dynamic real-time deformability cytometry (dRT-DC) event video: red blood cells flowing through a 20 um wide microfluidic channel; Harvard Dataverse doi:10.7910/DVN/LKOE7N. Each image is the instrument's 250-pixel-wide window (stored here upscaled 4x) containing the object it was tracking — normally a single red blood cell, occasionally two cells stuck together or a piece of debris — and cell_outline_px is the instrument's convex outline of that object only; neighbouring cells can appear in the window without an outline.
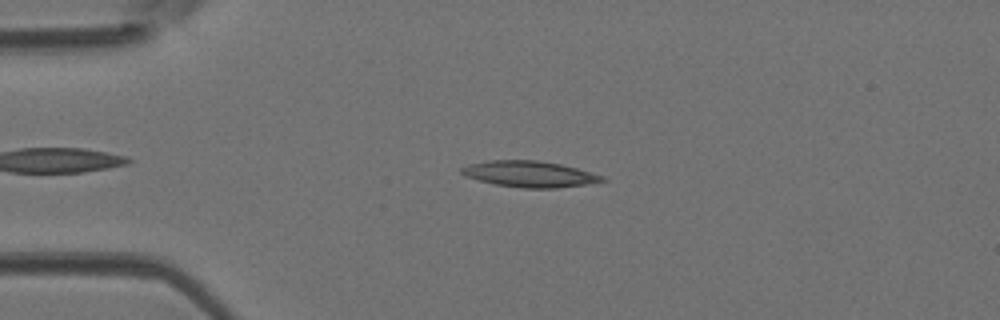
{"species": "Egyptian fruit bat (a non-hibernating species)", "species_latin": "Rousettus aegyptiacus", "temperature_condition": "room temperature", "stored_images_in_passage": 41, "camera_frame_rate_fps": 3000, "um_per_image_px": 0.085, "animal": {"sex": "female"}, "frame": {"image": 1, "passage_image": 7, "time_ms": 2.0, "image_size_px": [1000, 320], "cell_outline_px": [[608, 180], [588, 184], [556, 188], [524, 188], [496, 184], [464, 176], [460, 172], [460, 168], [468, 164], [488, 160], [536, 160], [560, 164], [576, 168], [604, 176]], "centroid_in_image_um": [45.0, 14.79], "position_along_channel_um": 40.0, "area_um2": 21.33}}
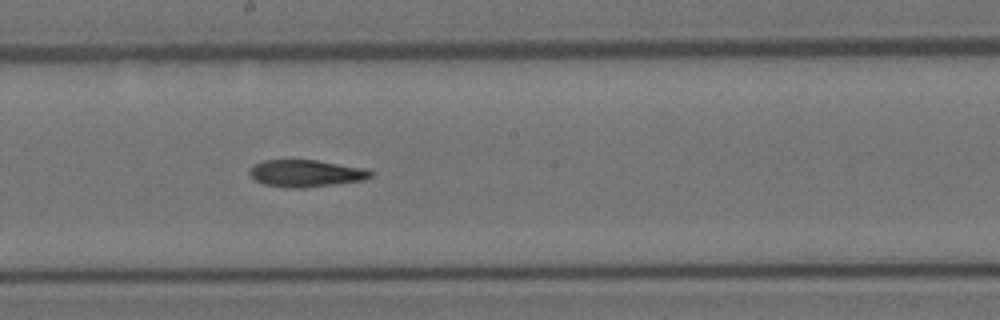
{"frame": {"image": 2, "passage_image": 21, "time_ms": 6.667, "image_size_px": [1000, 320], "cell_outline_px": [[376, 172], [372, 176], [364, 180], [304, 188], [288, 188], [264, 184], [256, 180], [248, 172], [256, 164], [264, 160], [316, 160], [364, 168]], "centroid_in_image_um": [26.05, 14.74], "position_along_channel_um": 222.2, "area_um2": 18.96}}
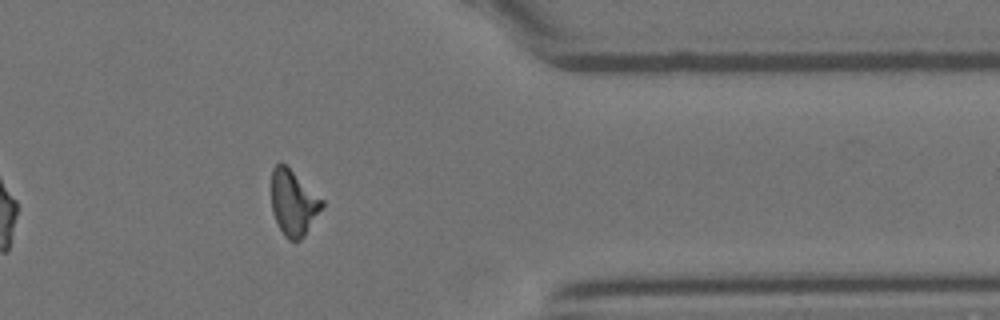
{"frame": {"image": 3, "passage_image": 33, "time_ms": 10.667, "image_size_px": [1000, 320], "cell_outline_px": [[324, 208], [304, 236], [300, 240], [288, 240], [284, 236], [272, 212], [272, 168], [280, 160], [324, 200]], "centroid_in_image_um": [24.96, 17.24], "position_along_channel_um": 386.4, "area_um2": 19.36}}